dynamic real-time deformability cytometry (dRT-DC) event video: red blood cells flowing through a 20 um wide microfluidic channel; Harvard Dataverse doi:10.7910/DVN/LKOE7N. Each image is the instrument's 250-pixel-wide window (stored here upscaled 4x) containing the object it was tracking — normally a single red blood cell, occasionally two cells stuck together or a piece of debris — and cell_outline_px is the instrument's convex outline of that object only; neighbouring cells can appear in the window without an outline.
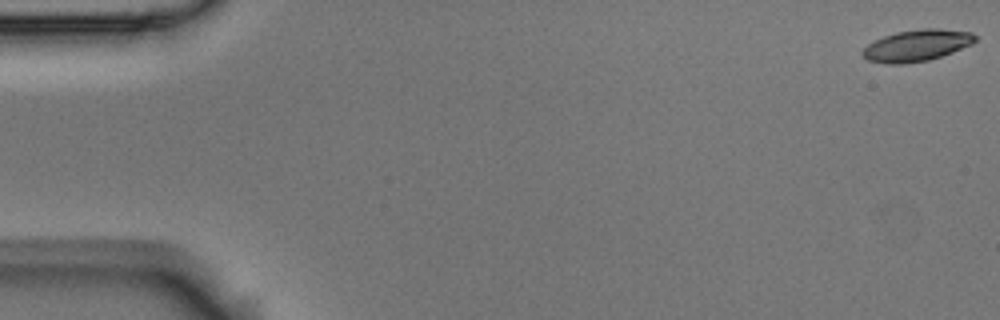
{"species": "Egyptian fruit bat (a non-hibernating species)", "species_latin": "Rousettus aegyptiacus", "temperature_condition": "room temperature", "stored_images_in_passage": 4, "camera_frame_rate_fps": 3000, "um_per_image_px": 0.085, "animal": {"sex": "male"}, "frame": {"image": 1, "passage_image": 1, "time_ms": 0.0, "image_size_px": [1000, 320], "cell_outline_px": [[976, 40], [972, 44], [952, 52], [928, 60], [904, 64], [888, 64], [868, 60], [860, 52], [868, 44], [884, 36], [896, 32], [924, 28], [940, 28], [972, 32], [976, 36]], "centroid_in_image_um": [77.94, 3.86], "position_along_channel_um": 7.1, "area_um2": 20.63}}